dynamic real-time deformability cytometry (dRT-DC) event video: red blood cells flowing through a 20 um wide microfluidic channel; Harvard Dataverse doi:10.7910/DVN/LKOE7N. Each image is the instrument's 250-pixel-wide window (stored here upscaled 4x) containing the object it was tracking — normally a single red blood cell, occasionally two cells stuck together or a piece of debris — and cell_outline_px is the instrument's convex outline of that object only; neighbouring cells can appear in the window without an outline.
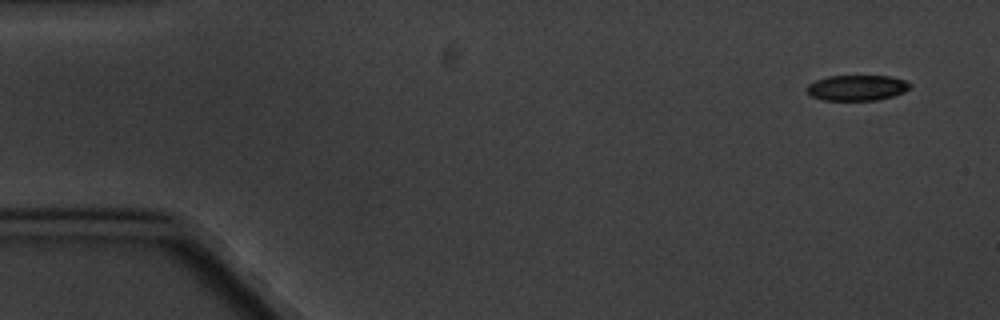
{"species": "common noctule bat (a hibernating species)", "species_latin": "Nyctalus noctula", "temperature_condition": "cold", "stored_images_in_passage": 6, "camera_frame_rate_fps": 3000, "um_per_image_px": 0.085, "animal": {"sex": "male", "body_mass_g": 20.1, "forearm_length_mm": 53.5}, "frame": {"image": 1, "passage_image": 1, "time_ms": 0.0, "image_size_px": [1000, 320], "cell_outline_px": [[912, 84], [904, 92], [892, 96], [876, 100], [824, 100], [812, 96], [804, 88], [808, 84], [816, 80], [828, 76], [892, 76], [904, 80]], "centroid_in_image_um": [72.82, 7.45], "position_along_channel_um": 12.2, "area_um2": 15.32}}
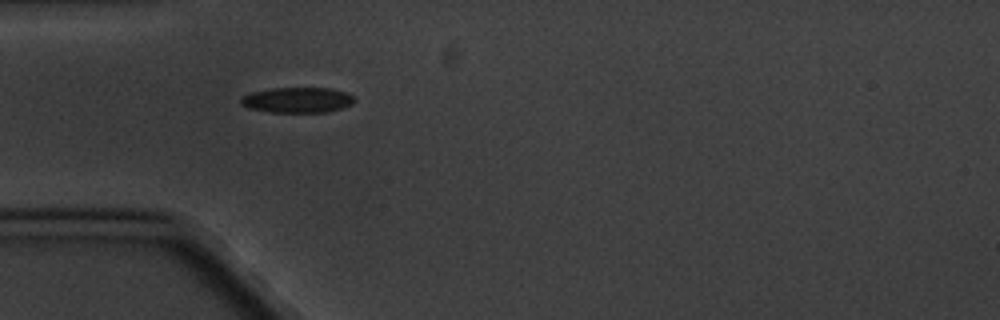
{"frame": {"image": 2, "passage_image": 5, "time_ms": 4.667, "image_size_px": [1000, 320], "cell_outline_px": [[356, 100], [352, 104], [340, 108], [324, 112], [268, 112], [248, 108], [240, 104], [240, 100], [244, 96], [252, 92], [272, 88], [332, 88], [356, 96]], "centroid_in_image_um": [25.29, 8.5], "position_along_channel_um": 59.7, "area_um2": 16.82}}